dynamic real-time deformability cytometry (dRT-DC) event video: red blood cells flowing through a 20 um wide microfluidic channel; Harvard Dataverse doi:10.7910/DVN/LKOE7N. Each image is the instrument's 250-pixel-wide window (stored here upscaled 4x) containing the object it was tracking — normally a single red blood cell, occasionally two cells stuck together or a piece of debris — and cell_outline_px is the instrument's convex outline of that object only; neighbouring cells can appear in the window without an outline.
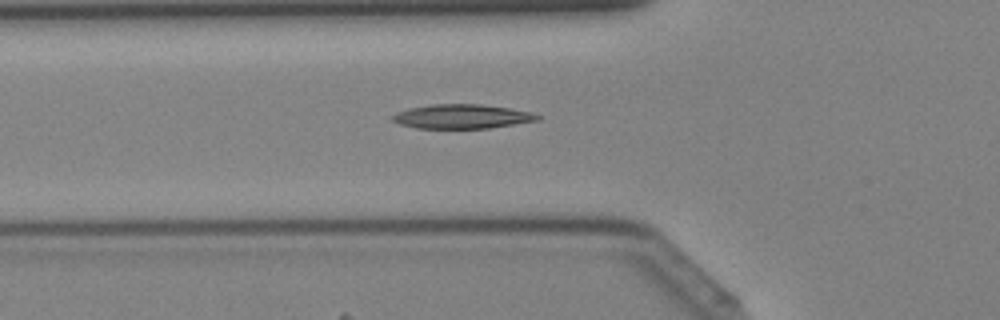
{"species": "Egyptian fruit bat (a non-hibernating species)", "species_latin": "Rousettus aegyptiacus", "temperature_condition": "cold", "stored_images_in_passage": 43, "camera_frame_rate_fps": 3000, "um_per_image_px": 0.085, "animal": {"sex": "female"}, "frame": {"image": 1, "passage_image": 15, "time_ms": 4.667, "image_size_px": [1000, 320], "cell_outline_px": [[540, 120], [488, 128], [416, 128], [400, 124], [392, 120], [392, 116], [396, 112], [408, 108], [432, 104], [480, 104], [508, 108], [532, 112], [540, 116]], "centroid_in_image_um": [39.25, 9.89], "position_along_channel_um": 86.5, "area_um2": 20.4}}
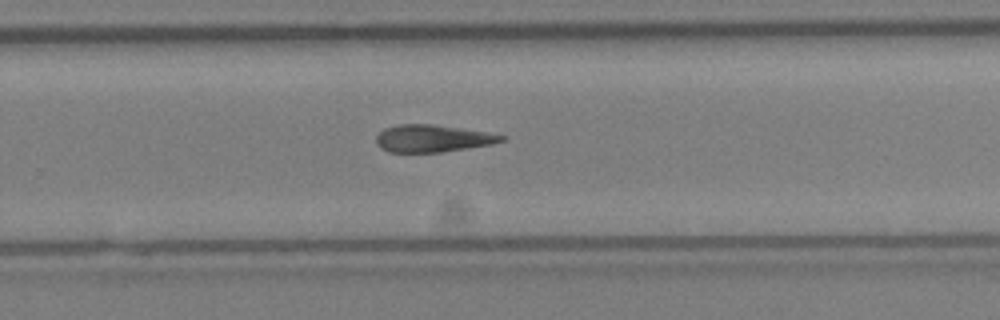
{"frame": {"image": 2, "passage_image": 28, "time_ms": 9.0, "image_size_px": [1000, 320], "cell_outline_px": [[508, 136], [504, 140], [492, 144], [440, 152], [388, 152], [380, 148], [376, 144], [376, 136], [384, 128], [400, 124], [432, 124], [488, 132]], "centroid_in_image_um": [36.75, 11.76], "position_along_channel_um": 293.0, "area_um2": 19.88}}
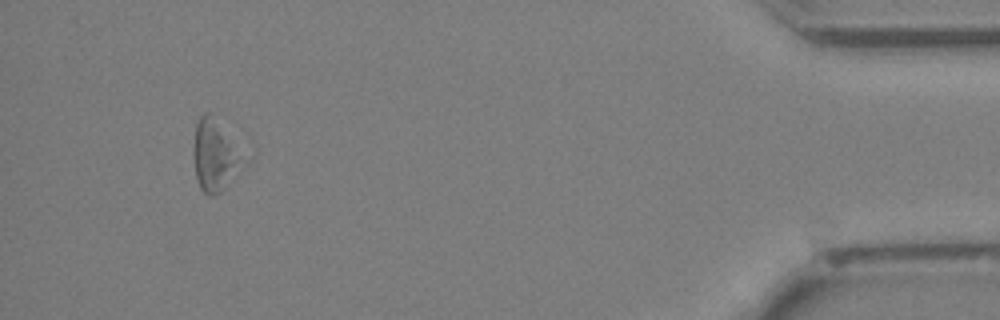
{"frame": {"image": 3, "passage_image": 40, "time_ms": 13.0, "image_size_px": [1000, 320], "cell_outline_px": [[252, 160], [220, 192], [212, 196], [208, 196], [200, 188], [196, 176], [192, 156], [192, 148], [196, 124], [200, 116], [204, 112], [208, 112], [252, 156]], "centroid_in_image_um": [18.39, 13.22], "position_along_channel_um": 416.8, "area_um2": 22.2}}